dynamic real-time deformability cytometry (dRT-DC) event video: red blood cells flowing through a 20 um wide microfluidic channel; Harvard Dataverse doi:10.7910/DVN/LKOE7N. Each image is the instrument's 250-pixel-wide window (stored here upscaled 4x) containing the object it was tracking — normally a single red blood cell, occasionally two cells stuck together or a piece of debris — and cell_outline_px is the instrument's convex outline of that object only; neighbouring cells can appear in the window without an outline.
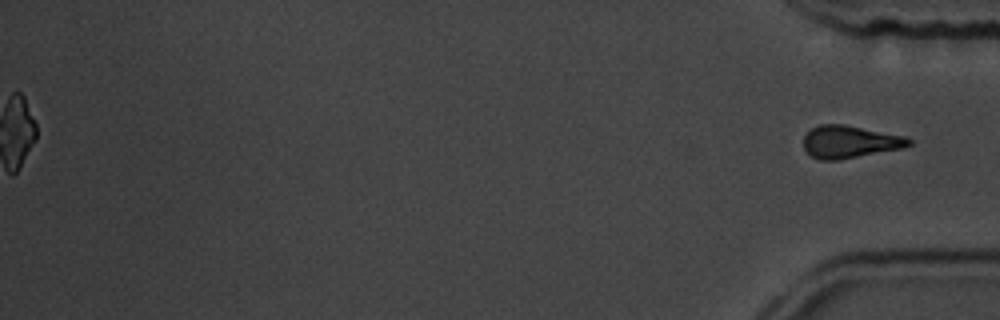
{"species": "common noctule bat (a hibernating species)", "species_latin": "Nyctalus noctula", "temperature_condition": "room temperature", "stored_images_in_passage": 15, "camera_frame_rate_fps": 3000, "um_per_image_px": 0.085, "animal": {"sex": "male", "body_mass_g": 19.5, "forearm_length_mm": 54.6}, "frame": {"image": 1, "passage_image": 15, "time_ms": 16.0, "image_size_px": [1000, 320], "cell_outline_px": [[912, 144], [900, 148], [840, 160], [820, 160], [812, 156], [804, 148], [804, 136], [816, 124], [844, 124], [904, 136], [912, 140]], "centroid_in_image_um": [72.2, 12.05], "position_along_channel_um": 363.0, "area_um2": 19.77}}